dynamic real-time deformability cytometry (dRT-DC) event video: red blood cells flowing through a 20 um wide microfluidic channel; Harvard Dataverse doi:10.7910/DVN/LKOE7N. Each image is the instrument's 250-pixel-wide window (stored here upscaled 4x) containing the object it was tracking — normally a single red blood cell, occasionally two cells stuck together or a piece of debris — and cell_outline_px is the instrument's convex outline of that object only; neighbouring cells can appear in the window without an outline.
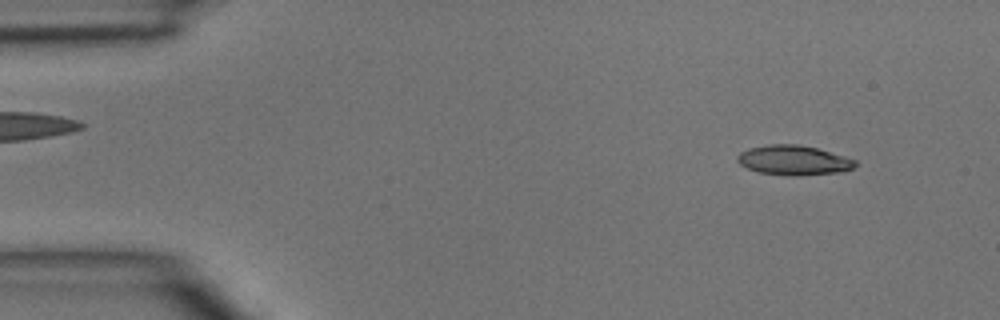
{"species": "common noctule bat (a hibernating species)", "species_latin": "Nyctalus noctula", "temperature_condition": "room temperature", "stored_images_in_passage": 45, "camera_frame_rate_fps": 3000, "um_per_image_px": 0.085, "animal": {"sex": "male", "body_mass_g": 15.6}, "frame": {"image": 1, "passage_image": 4, "time_ms": 1.0, "image_size_px": [1000, 320], "cell_outline_px": [[856, 164], [852, 168], [840, 172], [796, 176], [760, 172], [748, 168], [740, 164], [736, 160], [736, 156], [740, 152], [748, 148], [768, 144], [796, 144], [816, 148], [856, 160]], "centroid_in_image_um": [67.42, 13.61], "position_along_channel_um": 17.6, "area_um2": 20.17}}
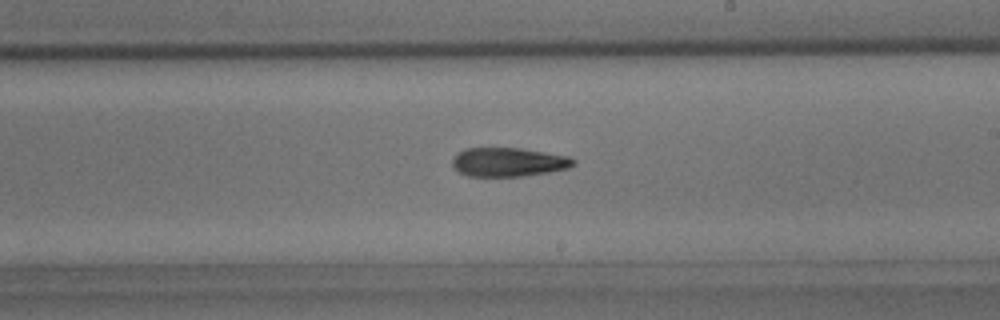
{"frame": {"image": 2, "passage_image": 26, "time_ms": 8.333, "image_size_px": [1000, 320], "cell_outline_px": [[576, 164], [568, 168], [548, 172], [524, 176], [468, 176], [452, 168], [452, 160], [456, 152], [464, 148], [520, 148], [568, 156], [576, 160]], "centroid_in_image_um": [43.19, 13.77], "position_along_channel_um": 245.8, "area_um2": 20.52}}
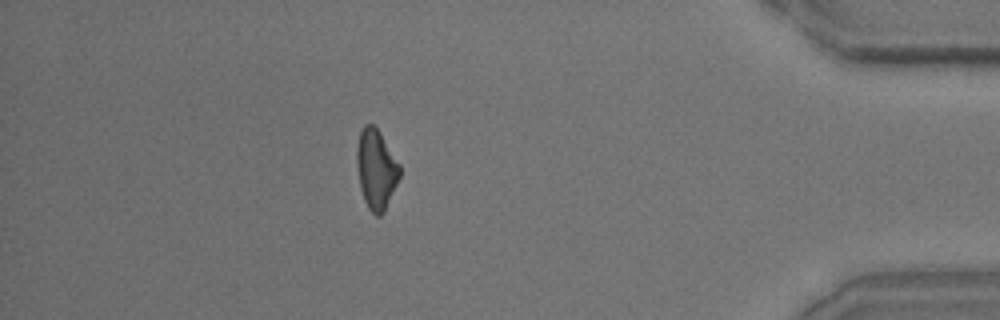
{"frame": {"image": 3, "passage_image": 40, "time_ms": 13.0, "image_size_px": [1000, 320], "cell_outline_px": [[400, 176], [384, 212], [380, 216], [376, 216], [368, 208], [364, 200], [360, 188], [356, 164], [356, 148], [360, 132], [364, 124], [372, 124], [380, 132], [400, 164]], "centroid_in_image_um": [31.96, 14.38], "position_along_channel_um": 403.2, "area_um2": 20.0}}